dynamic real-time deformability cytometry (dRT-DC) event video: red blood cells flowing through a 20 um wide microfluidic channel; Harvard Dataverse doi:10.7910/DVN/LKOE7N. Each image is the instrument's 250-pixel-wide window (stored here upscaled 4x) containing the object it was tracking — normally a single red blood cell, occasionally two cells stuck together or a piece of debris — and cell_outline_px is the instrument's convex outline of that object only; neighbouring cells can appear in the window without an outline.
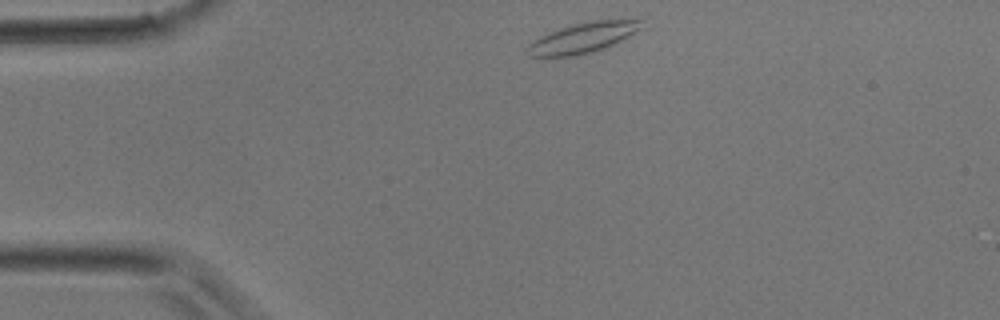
{"species": "common noctule bat (a hibernating species)", "species_latin": "Nyctalus noctula", "temperature_condition": "room temperature", "stored_images_in_passage": 32, "camera_frame_rate_fps": 3000, "um_per_image_px": 0.085, "animal": {"sex": "male", "body_mass_g": 17.9}, "frame": {"image": 1, "passage_image": 1, "time_ms": 0.0, "image_size_px": [1000, 320], "cell_outline_px": [[644, 28], [604, 48], [572, 56], [528, 56], [524, 52], [528, 44], [540, 36], [560, 28], [572, 24], [592, 20], [632, 16], [640, 20]], "centroid_in_image_um": [49.61, 3.15], "position_along_channel_um": 35.4, "area_um2": 20.52}}
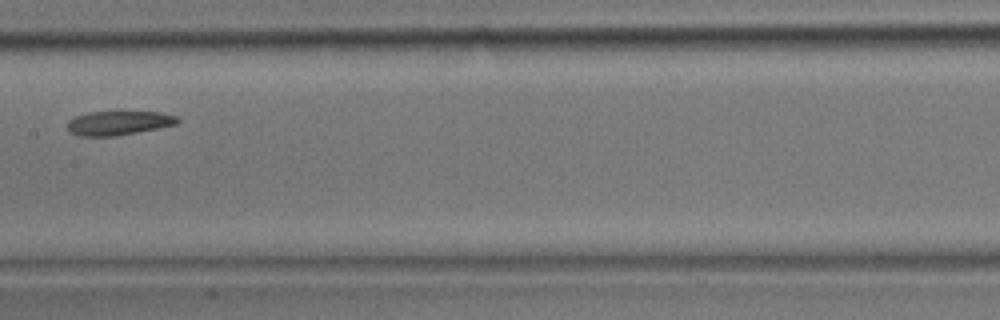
{"frame": {"image": 2, "passage_image": 13, "time_ms": 4.0, "image_size_px": [1000, 320], "cell_outline_px": [[180, 120], [176, 124], [136, 132], [112, 136], [80, 136], [68, 132], [68, 120], [76, 116], [88, 112], [160, 112], [176, 116]], "centroid_in_image_um": [10.04, 10.45], "position_along_channel_um": 197.4, "area_um2": 15.26}}
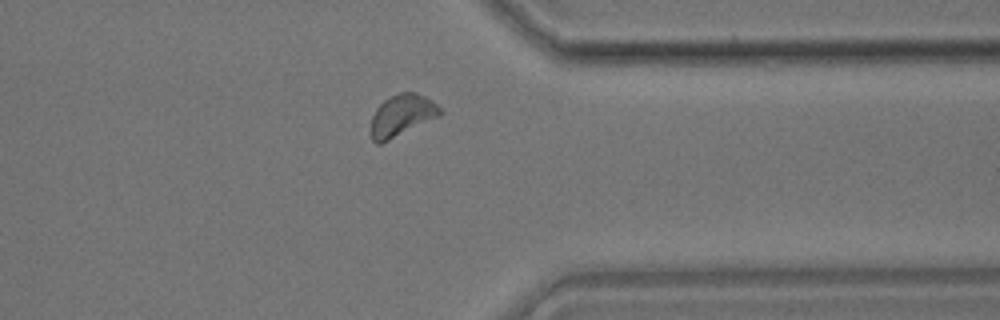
{"frame": {"image": 3, "passage_image": 24, "time_ms": 7.667, "image_size_px": [1000, 320], "cell_outline_px": [[444, 112], [440, 116], [380, 144], [376, 144], [372, 140], [372, 116], [376, 108], [384, 100], [400, 92], [416, 92], [432, 100]], "centroid_in_image_um": [34.18, 9.8], "position_along_channel_um": 377.2, "area_um2": 16.65}}